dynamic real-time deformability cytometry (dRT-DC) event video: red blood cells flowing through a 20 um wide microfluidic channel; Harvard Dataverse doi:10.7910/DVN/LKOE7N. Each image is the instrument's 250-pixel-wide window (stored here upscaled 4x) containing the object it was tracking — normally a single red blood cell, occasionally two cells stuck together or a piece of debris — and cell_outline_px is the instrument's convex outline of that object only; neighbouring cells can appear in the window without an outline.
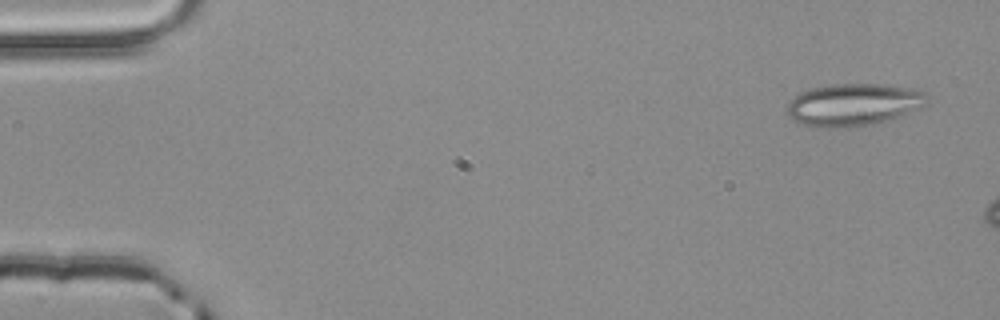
{"species": "common noctule bat (a hibernating species)", "species_latin": "Nyctalus noctula", "temperature_condition": "room temperature", "stored_images_in_passage": 3, "camera_frame_rate_fps": 3000, "um_per_image_px": 0.085, "animal": {"sex": "male", "body_mass_g": 20.4}, "frame": {"image": 1, "passage_image": 1, "time_ms": 0.0, "image_size_px": [1000, 320], "cell_outline_px": [[928, 96], [924, 104], [900, 116], [876, 124], [832, 128], [828, 128], [804, 124], [792, 120], [788, 116], [788, 104], [800, 92], [812, 88], [832, 84], [884, 84], [916, 88], [928, 92]], "centroid_in_image_um": [72.57, 8.88], "position_along_channel_um": 12.4, "area_um2": 34.39}}